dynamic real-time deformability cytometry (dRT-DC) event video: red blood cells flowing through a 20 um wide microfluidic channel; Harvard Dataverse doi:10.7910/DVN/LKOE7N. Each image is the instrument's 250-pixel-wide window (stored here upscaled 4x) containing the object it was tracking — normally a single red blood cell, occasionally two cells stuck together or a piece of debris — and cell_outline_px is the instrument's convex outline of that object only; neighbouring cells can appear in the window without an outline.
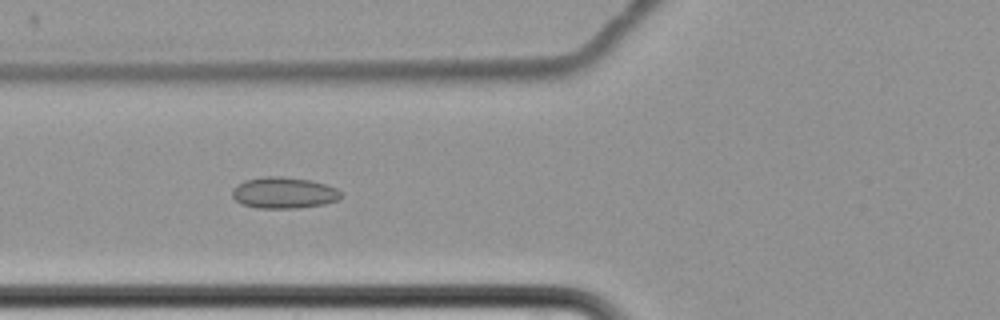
{"species": "common noctule bat (a hibernating species)", "species_latin": "Nyctalus noctula", "temperature_condition": "cold", "stored_images_in_passage": 9, "camera_frame_rate_fps": 3000, "um_per_image_px": 0.085, "animal": {"sex": "female", "body_mass_g": 22.7, "forearm_length_mm": 54.2}, "frame": {"image": 1, "passage_image": 8, "time_ms": 8.667, "image_size_px": [1000, 320], "cell_outline_px": [[340, 196], [336, 200], [324, 204], [296, 208], [256, 208], [240, 204], [232, 196], [232, 188], [244, 180], [264, 176], [280, 176], [312, 180], [336, 188], [340, 192]], "centroid_in_image_um": [24.07, 16.38], "position_along_channel_um": 101.7, "area_um2": 19.83}}
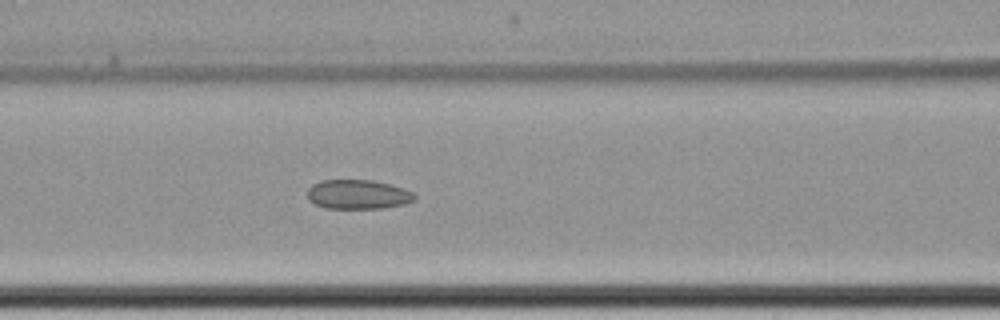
{"frame": {"image": 2, "passage_image": 9, "time_ms": 9.667, "image_size_px": [1000, 320], "cell_outline_px": [[416, 200], [404, 204], [384, 208], [324, 208], [308, 200], [308, 188], [312, 184], [320, 180], [372, 180], [404, 188], [412, 192], [416, 196]], "centroid_in_image_um": [30.42, 16.52], "position_along_channel_um": 136.2, "area_um2": 18.38}}